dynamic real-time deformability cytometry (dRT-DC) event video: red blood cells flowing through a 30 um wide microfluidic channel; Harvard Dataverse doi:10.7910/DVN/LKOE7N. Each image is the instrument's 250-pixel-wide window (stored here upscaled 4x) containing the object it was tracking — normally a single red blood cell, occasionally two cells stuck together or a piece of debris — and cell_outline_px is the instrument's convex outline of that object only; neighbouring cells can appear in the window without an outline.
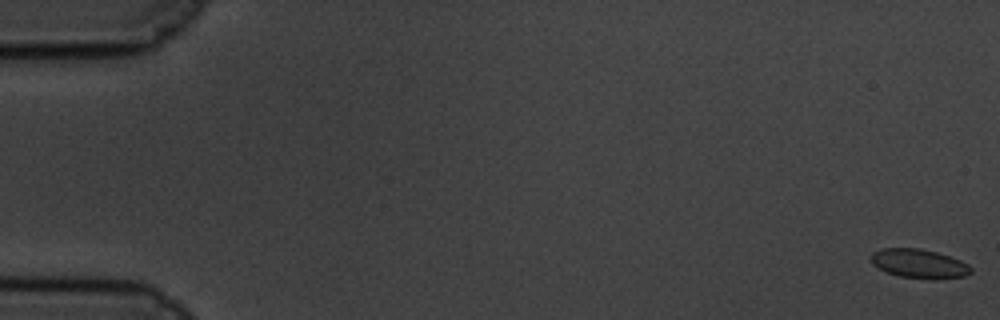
{"species": "common noctule bat (a hibernating species)", "species_latin": "Nyctalus noctula", "temperature_condition": "cold", "stored_images_in_passage": 60, "camera_frame_rate_fps": 3000, "um_per_image_px": 0.085, "animal": {"sex": "male", "body_mass_g": 19.5, "forearm_length_mm": 54.6}, "frame": {"image": 1, "passage_image": 1, "time_ms": 0.0, "image_size_px": [1000, 320], "cell_outline_px": [[972, 272], [964, 276], [936, 280], [900, 276], [888, 272], [872, 264], [872, 252], [880, 248], [920, 248], [936, 252], [960, 260], [968, 264], [972, 268]], "centroid_in_image_um": [78.15, 22.41], "position_along_channel_um": 6.9, "area_um2": 16.88}}
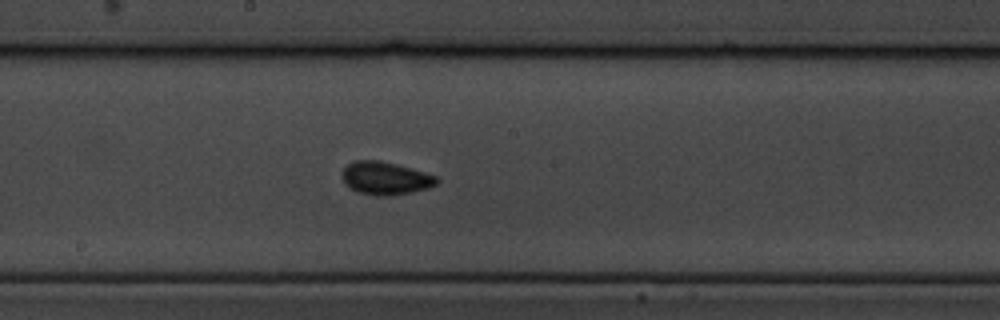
{"frame": {"image": 2, "passage_image": 33, "time_ms": 10.667, "image_size_px": [1000, 320], "cell_outline_px": [[440, 180], [436, 184], [428, 188], [412, 192], [392, 196], [376, 196], [360, 192], [352, 188], [344, 180], [344, 168], [348, 164], [356, 160], [380, 160], [396, 164], [424, 172], [436, 176]], "centroid_in_image_um": [32.81, 15.15], "position_along_channel_um": 215.4, "area_um2": 17.86}}
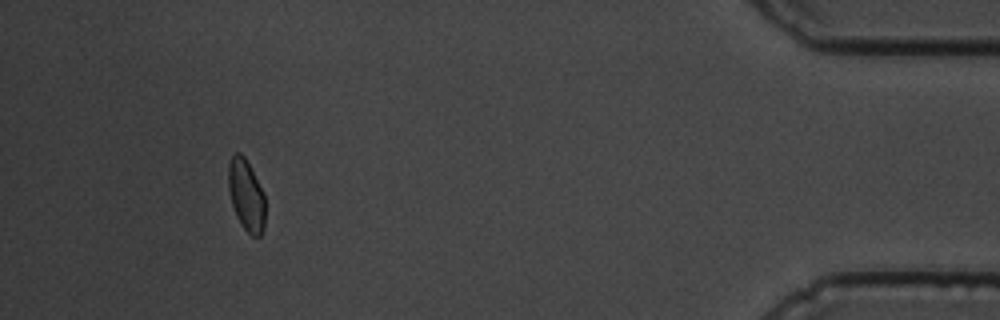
{"frame": {"image": 3, "passage_image": 56, "time_ms": 18.333, "image_size_px": [1000, 320], "cell_outline_px": [[264, 228], [260, 236], [252, 236], [240, 224], [236, 216], [232, 204], [228, 188], [228, 164], [232, 156], [236, 152], [240, 152], [244, 156], [264, 192]], "centroid_in_image_um": [20.92, 16.59], "position_along_channel_um": 414.3, "area_um2": 15.32}, "authors_computed_cell_mechanics": {"area_um2": 16.5597, "velocity_mm_per_s": 3.384, "shape_relaxation_time_tau1_ms": 3.208, "shape_relaxation_time_tau2_ms": 3.891, "deformation_change_tau1": 0.0677, "deformation_change_tau2": 0.0502}}